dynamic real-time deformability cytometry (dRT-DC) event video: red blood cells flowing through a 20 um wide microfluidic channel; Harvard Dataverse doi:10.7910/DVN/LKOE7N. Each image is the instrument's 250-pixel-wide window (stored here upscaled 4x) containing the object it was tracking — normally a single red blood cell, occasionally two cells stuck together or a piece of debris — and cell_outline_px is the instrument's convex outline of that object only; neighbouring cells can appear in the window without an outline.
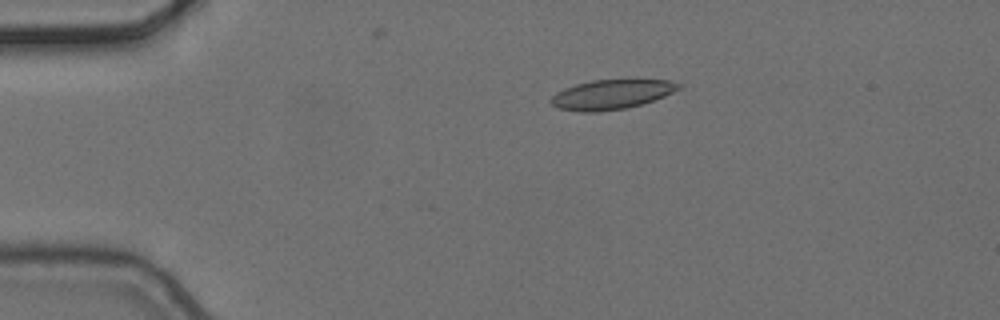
{"species": "common noctule bat (a hibernating species)", "species_latin": "Nyctalus noctula", "temperature_condition": "cold", "stored_images_in_passage": 7, "camera_frame_rate_fps": 3000, "um_per_image_px": 0.085, "animal": {"sex": "female", "body_mass_g": 24.6, "forearm_length_mm": 56.2}, "frame": {"image": 1, "passage_image": 3, "time_ms": 0.667, "image_size_px": [1000, 320], "cell_outline_px": [[684, 84], [680, 88], [664, 96], [640, 104], [624, 108], [596, 112], [580, 112], [556, 108], [548, 100], [556, 92], [564, 88], [576, 84], [592, 80], [668, 80]], "centroid_in_image_um": [51.93, 8.03], "position_along_channel_um": 33.1, "area_um2": 21.91}}
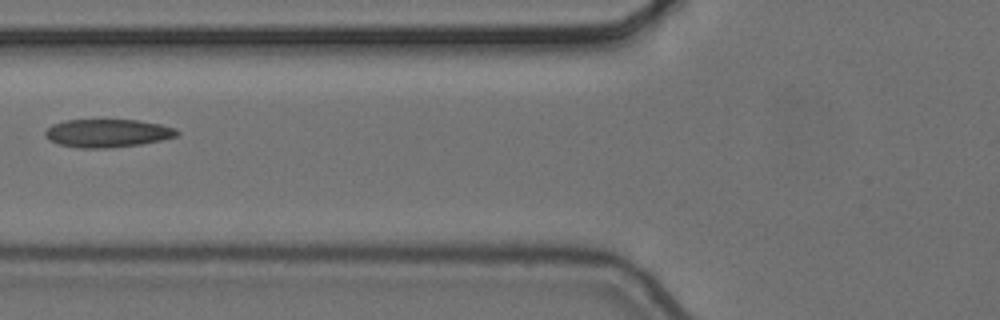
{"frame": {"image": 2, "passage_image": 6, "time_ms": 1.667, "image_size_px": [1000, 320], "cell_outline_px": [[180, 132], [176, 136], [160, 140], [140, 144], [108, 148], [76, 148], [60, 144], [48, 140], [44, 132], [52, 124], [64, 120], [140, 120], [160, 124], [176, 128]], "centroid_in_image_um": [9.12, 11.31], "position_along_channel_um": 116.7, "area_um2": 21.62}}
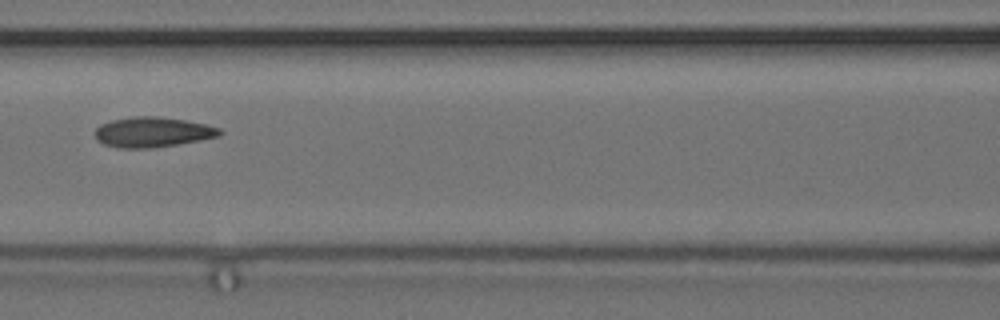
{"frame": {"image": 3, "passage_image": 7, "time_ms": 2.0, "image_size_px": [1000, 320], "cell_outline_px": [[224, 132], [220, 136], [200, 140], [152, 148], [116, 148], [104, 144], [96, 140], [96, 128], [100, 124], [112, 120], [132, 116], [160, 116], [184, 120], [204, 124], [220, 128]], "centroid_in_image_um": [12.96, 11.23], "position_along_channel_um": 153.6, "area_um2": 21.96}}